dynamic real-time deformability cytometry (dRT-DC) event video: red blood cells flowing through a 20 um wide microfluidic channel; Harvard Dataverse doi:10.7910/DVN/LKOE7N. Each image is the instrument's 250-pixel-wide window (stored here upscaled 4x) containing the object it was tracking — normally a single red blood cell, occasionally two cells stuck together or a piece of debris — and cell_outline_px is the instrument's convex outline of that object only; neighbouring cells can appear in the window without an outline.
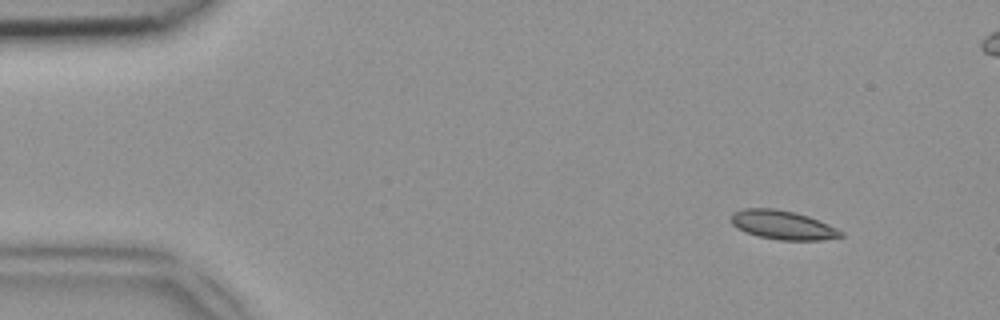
{"species": "common noctule bat (a hibernating species)", "species_latin": "Nyctalus noctula", "temperature_condition": "room temperature", "stored_images_in_passage": 46, "segment_of_instrument_passage": [1, 2], "camera_frame_rate_fps": 3000, "um_per_image_px": 0.085, "animal": {"sex": "female", "body_mass_g": 18.4}, "frame": {"image": 1, "passage_image": 1, "time_ms": 0.0, "image_size_px": [1000, 320], "cell_outline_px": [[844, 236], [820, 240], [780, 240], [760, 236], [744, 232], [736, 228], [728, 220], [728, 216], [732, 212], [744, 208], [776, 208], [796, 212], [808, 216], [836, 228], [844, 232]], "centroid_in_image_um": [66.45, 19.11], "position_along_channel_um": 18.5, "area_um2": 18.73}}
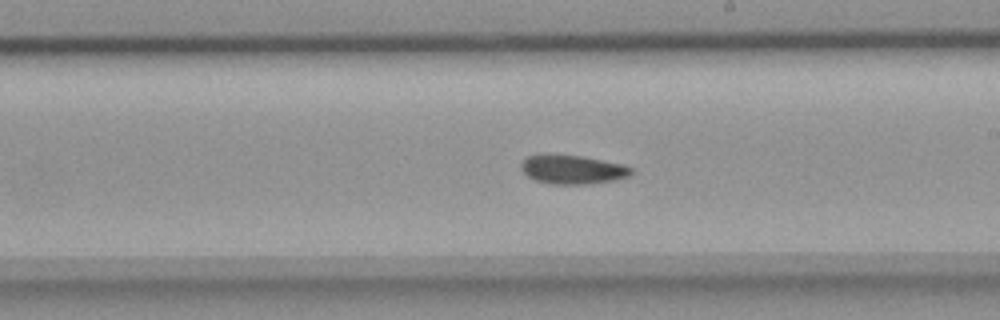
{"frame": {"image": 2, "passage_image": 24, "time_ms": 7.667, "image_size_px": [1000, 320], "cell_outline_px": [[632, 172], [628, 176], [616, 180], [588, 184], [552, 184], [536, 180], [528, 176], [520, 168], [520, 164], [528, 156], [544, 152], [548, 152], [584, 156], [624, 164], [632, 168]], "centroid_in_image_um": [48.64, 14.37], "position_along_channel_um": 240.4, "area_um2": 19.07}}
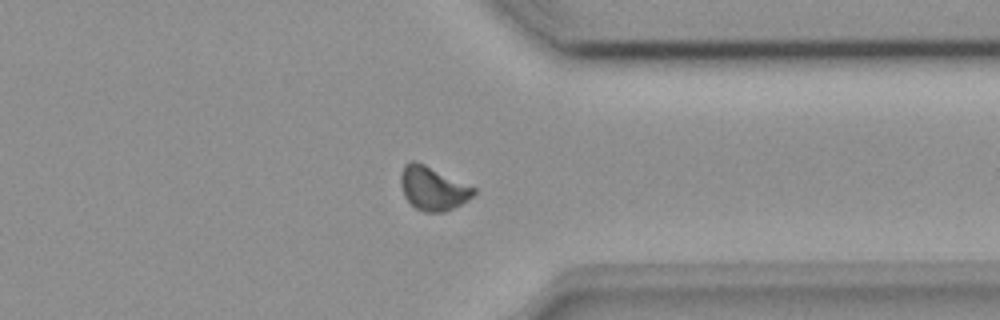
{"frame": {"image": 3, "passage_image": 34, "time_ms": 11.0, "image_size_px": [1000, 320], "cell_outline_px": [[476, 192], [468, 200], [444, 212], [424, 212], [416, 208], [404, 196], [400, 184], [400, 172], [404, 164], [408, 160], [416, 160], [476, 188]], "centroid_in_image_um": [36.76, 15.98], "position_along_channel_um": 374.6, "area_um2": 18.61}}